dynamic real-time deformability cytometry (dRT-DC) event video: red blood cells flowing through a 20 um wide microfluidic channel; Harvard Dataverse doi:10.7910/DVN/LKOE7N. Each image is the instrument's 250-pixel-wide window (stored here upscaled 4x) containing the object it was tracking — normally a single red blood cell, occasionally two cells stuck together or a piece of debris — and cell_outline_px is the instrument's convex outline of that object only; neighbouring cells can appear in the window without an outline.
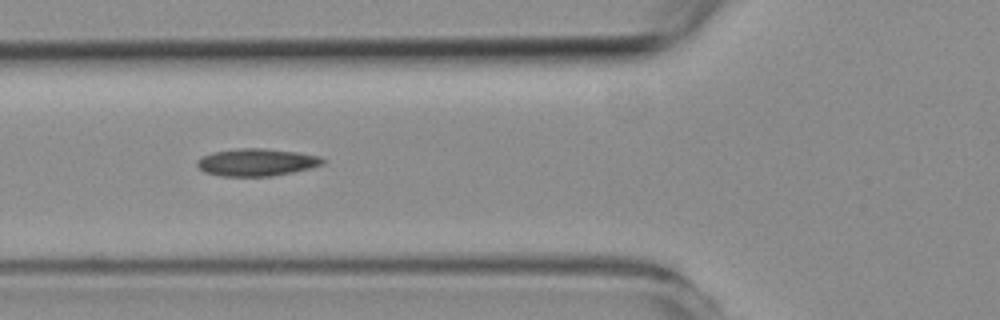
{"species": "common noctule bat (a hibernating species)", "species_latin": "Nyctalus noctula", "temperature_condition": "room temperature", "stored_images_in_passage": 5, "camera_frame_rate_fps": 3000, "um_per_image_px": 0.085, "animal": {"sex": "female", "body_mass_g": 19.3, "forearm_length_mm": 54.1}, "frame": {"image": 1, "passage_image": 2, "time_ms": 1.0, "image_size_px": [1000, 320], "cell_outline_px": [[328, 160], [324, 164], [312, 168], [272, 176], [220, 176], [204, 172], [196, 164], [196, 160], [200, 156], [212, 152], [240, 148], [264, 148], [296, 152], [320, 156]], "centroid_in_image_um": [21.82, 13.79], "position_along_channel_um": 104.0, "area_um2": 20.29}}
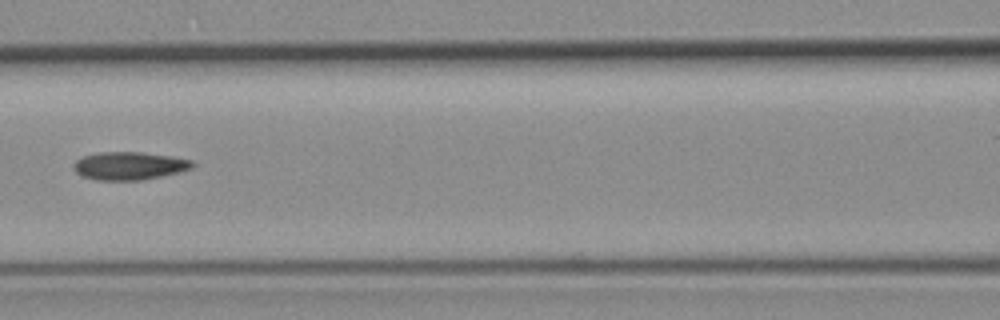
{"frame": {"image": 2, "passage_image": 3, "time_ms": 2.333, "image_size_px": [1000, 320], "cell_outline_px": [[196, 164], [192, 168], [144, 180], [96, 180], [80, 176], [72, 168], [72, 164], [76, 160], [84, 156], [100, 152], [140, 152], [172, 156], [192, 160]], "centroid_in_image_um": [10.96, 14.09], "position_along_channel_um": 155.6, "area_um2": 19.42}}
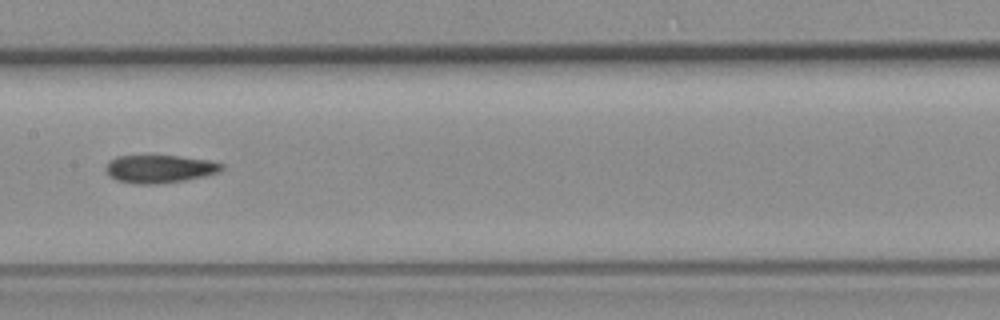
{"frame": {"image": 3, "passage_image": 4, "time_ms": 3.333, "image_size_px": [1000, 320], "cell_outline_px": [[224, 168], [220, 172], [204, 176], [184, 180], [156, 184], [136, 184], [116, 180], [108, 176], [104, 168], [108, 160], [116, 156], [180, 156], [212, 160], [224, 164]], "centroid_in_image_um": [13.56, 14.35], "position_along_channel_um": 193.8, "area_um2": 19.13}}